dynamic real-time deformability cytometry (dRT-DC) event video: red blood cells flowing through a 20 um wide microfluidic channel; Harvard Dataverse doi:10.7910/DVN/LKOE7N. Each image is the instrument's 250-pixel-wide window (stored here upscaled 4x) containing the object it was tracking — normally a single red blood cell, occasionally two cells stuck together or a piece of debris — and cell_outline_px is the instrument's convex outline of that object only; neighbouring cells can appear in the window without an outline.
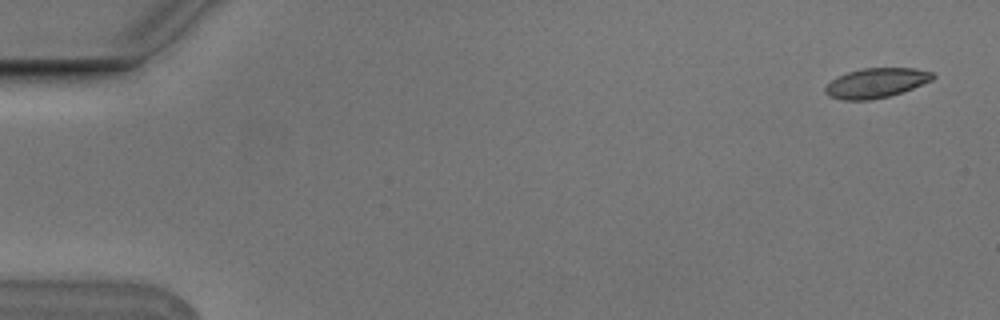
{"species": "Egyptian fruit bat (a non-hibernating species)", "species_latin": "Rousettus aegyptiacus", "temperature_condition": "cold", "stored_images_in_passage": 5, "camera_frame_rate_fps": 3000, "um_per_image_px": 0.085, "animal": {"sex": "male"}, "frame": {"image": 1, "passage_image": 1, "time_ms": 0.0, "image_size_px": [1000, 320], "cell_outline_px": [[936, 76], [932, 80], [912, 88], [888, 96], [868, 100], [844, 100], [828, 96], [824, 92], [824, 88], [836, 76], [848, 72], [864, 68], [912, 68], [932, 72]], "centroid_in_image_um": [74.44, 7.05], "position_along_channel_um": 10.6, "area_um2": 18.44}}